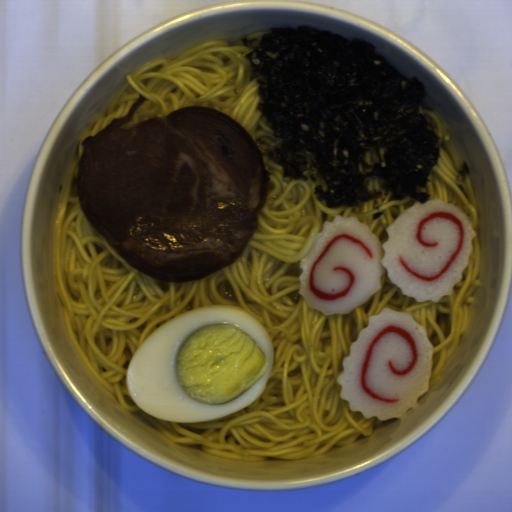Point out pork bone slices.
Masks as SVG:
<instances>
[{"mask_svg": "<svg viewBox=\"0 0 512 512\" xmlns=\"http://www.w3.org/2000/svg\"><path fill=\"white\" fill-rule=\"evenodd\" d=\"M123 117L81 142L77 193L83 215L142 274L168 283L232 264L258 229L270 179L249 132L202 105Z\"/></svg>", "mask_w": 512, "mask_h": 512, "instance_id": "1", "label": "pork bone slices"}]
</instances>
